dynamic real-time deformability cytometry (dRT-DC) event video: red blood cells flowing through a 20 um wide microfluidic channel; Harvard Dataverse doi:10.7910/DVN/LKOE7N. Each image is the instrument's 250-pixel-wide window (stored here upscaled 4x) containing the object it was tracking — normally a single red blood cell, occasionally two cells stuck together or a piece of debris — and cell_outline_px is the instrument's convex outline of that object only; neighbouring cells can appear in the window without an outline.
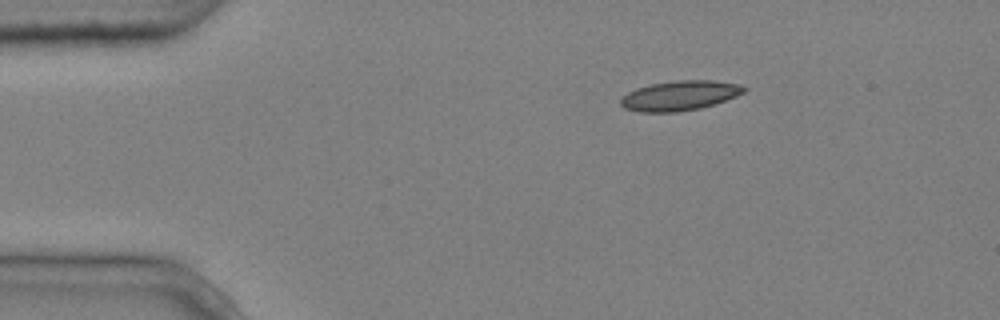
{"species": "common noctule bat (a hibernating species)", "species_latin": "Nyctalus noctula", "temperature_condition": "cold", "stored_images_in_passage": 3, "camera_frame_rate_fps": 3000, "um_per_image_px": 0.085, "animal": {"sex": "male", "body_mass_g": 20.4}, "frame": {"image": 1, "passage_image": 3, "time_ms": 0.667, "image_size_px": [1000, 320], "cell_outline_px": [[748, 88], [744, 92], [736, 96], [700, 108], [676, 112], [640, 112], [624, 108], [620, 104], [620, 100], [628, 92], [636, 88], [652, 84], [676, 80], [712, 80], [740, 84]], "centroid_in_image_um": [57.77, 8.12], "position_along_channel_um": 27.2, "area_um2": 21.27}}